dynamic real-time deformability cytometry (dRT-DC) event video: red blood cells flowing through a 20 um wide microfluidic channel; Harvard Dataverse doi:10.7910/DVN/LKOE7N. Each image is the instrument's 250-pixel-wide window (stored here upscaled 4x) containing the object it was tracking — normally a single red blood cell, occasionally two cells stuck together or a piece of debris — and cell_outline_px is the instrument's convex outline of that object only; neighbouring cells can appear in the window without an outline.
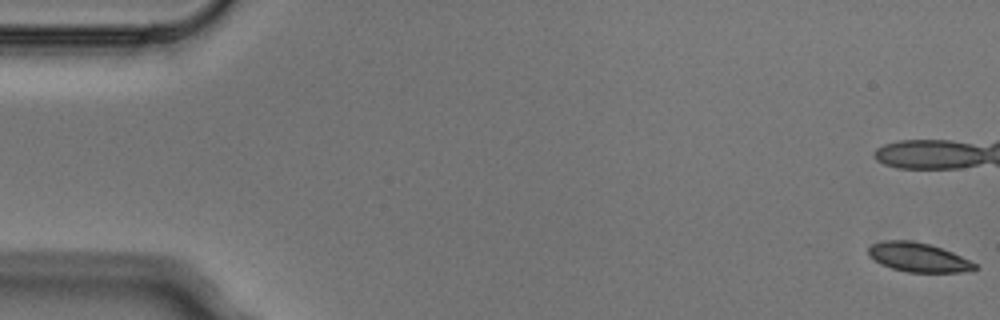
{"species": "Egyptian fruit bat (a non-hibernating species)", "species_latin": "Rousettus aegyptiacus", "temperature_condition": "cold", "stored_images_in_passage": 5, "camera_frame_rate_fps": 3000, "um_per_image_px": 0.085, "animal": {"sex": "male"}, "frame": {"image": 1, "passage_image": 1, "time_ms": 0.0, "image_size_px": [1000, 320], "cell_outline_px": [[980, 268], [964, 272], [908, 272], [892, 268], [876, 260], [868, 252], [868, 248], [872, 244], [884, 240], [908, 240], [928, 244], [952, 252], [976, 264]], "centroid_in_image_um": [78.08, 21.87], "position_along_channel_um": 6.9, "area_um2": 17.69}}